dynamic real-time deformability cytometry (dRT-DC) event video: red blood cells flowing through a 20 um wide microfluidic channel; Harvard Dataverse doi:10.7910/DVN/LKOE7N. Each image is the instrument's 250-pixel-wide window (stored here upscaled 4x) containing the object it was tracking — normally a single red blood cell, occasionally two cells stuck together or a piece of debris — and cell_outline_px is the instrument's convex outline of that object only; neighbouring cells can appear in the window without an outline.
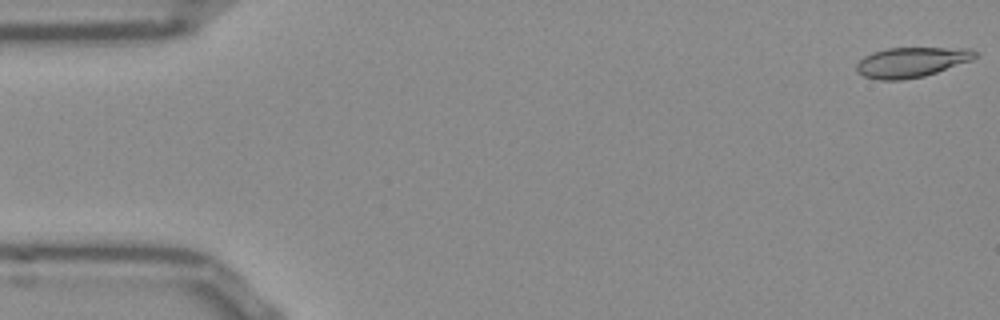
{"species": "Egyptian fruit bat (a non-hibernating species)", "species_latin": "Rousettus aegyptiacus", "temperature_condition": "room temperature", "stored_images_in_passage": 13, "camera_frame_rate_fps": 3000, "um_per_image_px": 0.085, "frame": {"image": 1, "passage_image": 1, "time_ms": 0.0, "image_size_px": [1000, 320], "cell_outline_px": [[980, 52], [972, 60], [924, 76], [904, 80], [876, 80], [864, 76], [856, 68], [856, 64], [864, 56], [872, 52], [888, 48], [972, 48]], "centroid_in_image_um": [77.49, 5.28], "position_along_channel_um": 7.5, "area_um2": 20.81}}